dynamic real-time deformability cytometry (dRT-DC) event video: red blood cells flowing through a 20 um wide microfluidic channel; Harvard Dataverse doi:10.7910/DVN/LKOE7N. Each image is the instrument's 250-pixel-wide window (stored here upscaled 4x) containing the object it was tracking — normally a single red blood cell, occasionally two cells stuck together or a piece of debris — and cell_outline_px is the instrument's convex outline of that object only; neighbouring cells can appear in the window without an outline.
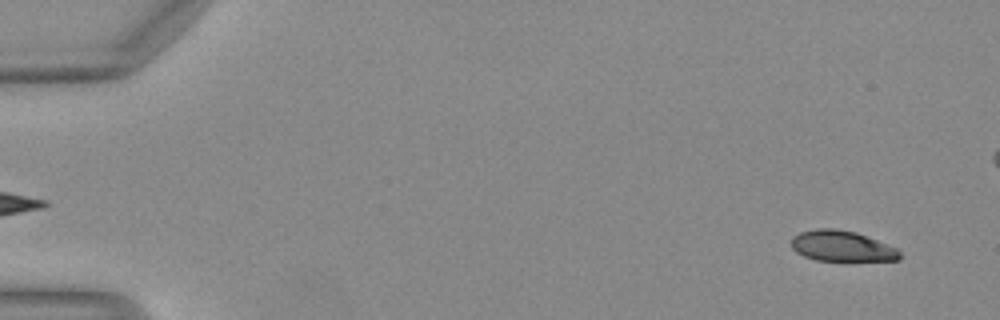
{"species": "Egyptian fruit bat (a non-hibernating species)", "species_latin": "Rousettus aegyptiacus", "temperature_condition": "warm", "stored_images_in_passage": 50, "camera_frame_rate_fps": 3000, "um_per_image_px": 0.085, "animal": {"sex": "female"}, "frame": {"image": 1, "passage_image": 4, "time_ms": 1.0, "image_size_px": [1000, 320], "cell_outline_px": [[904, 256], [900, 260], [816, 260], [804, 256], [796, 252], [792, 248], [792, 236], [800, 232], [816, 228], [836, 228], [856, 232], [896, 248]], "centroid_in_image_um": [71.55, 20.91], "position_along_channel_um": 13.5, "area_um2": 19.31}}
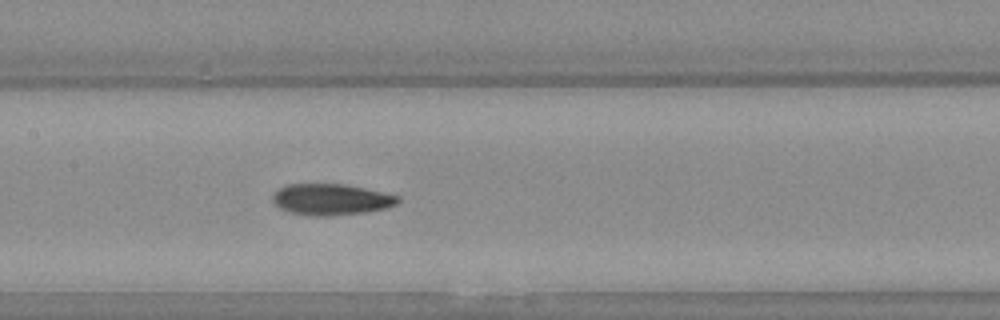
{"frame": {"image": 2, "passage_image": 26, "time_ms": 8.333, "image_size_px": [1000, 320], "cell_outline_px": [[400, 200], [396, 204], [388, 208], [364, 212], [332, 216], [312, 216], [288, 212], [280, 208], [272, 200], [272, 196], [280, 188], [288, 184], [344, 184], [364, 188], [400, 196]], "centroid_in_image_um": [28.15, 16.96], "position_along_channel_um": 179.2, "area_um2": 22.77}}
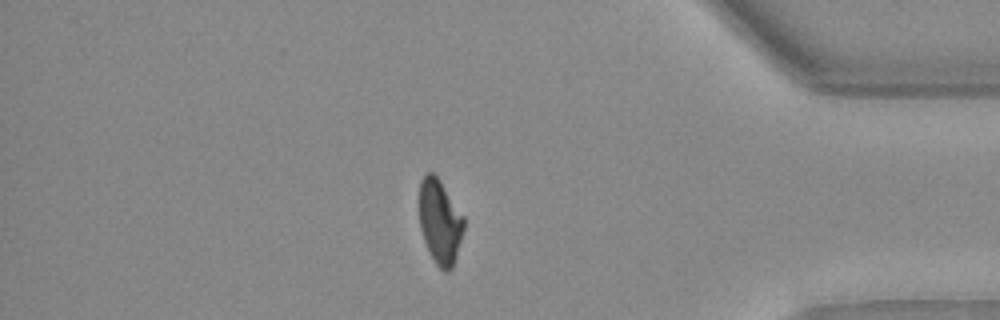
{"frame": {"image": 3, "passage_image": 44, "time_ms": 14.333, "image_size_px": [1000, 320], "cell_outline_px": [[464, 228], [452, 268], [448, 272], [444, 272], [436, 264], [424, 240], [420, 228], [420, 180], [428, 172], [432, 172], [440, 180], [464, 216]], "centroid_in_image_um": [37.4, 18.84], "position_along_channel_um": 397.8, "area_um2": 21.62}}